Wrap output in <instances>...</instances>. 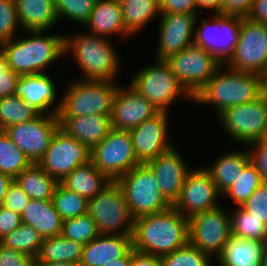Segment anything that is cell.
<instances>
[{
    "mask_svg": "<svg viewBox=\"0 0 267 266\" xmlns=\"http://www.w3.org/2000/svg\"><path fill=\"white\" fill-rule=\"evenodd\" d=\"M133 249L163 256L189 243L188 218L173 206L134 219Z\"/></svg>",
    "mask_w": 267,
    "mask_h": 266,
    "instance_id": "1",
    "label": "cell"
},
{
    "mask_svg": "<svg viewBox=\"0 0 267 266\" xmlns=\"http://www.w3.org/2000/svg\"><path fill=\"white\" fill-rule=\"evenodd\" d=\"M25 32L27 38L15 37L0 46L8 68L20 76L43 74L48 65L64 56L65 35H47V32L42 30Z\"/></svg>",
    "mask_w": 267,
    "mask_h": 266,
    "instance_id": "2",
    "label": "cell"
},
{
    "mask_svg": "<svg viewBox=\"0 0 267 266\" xmlns=\"http://www.w3.org/2000/svg\"><path fill=\"white\" fill-rule=\"evenodd\" d=\"M223 67L193 97L197 104L214 105L217 116L227 108L252 102L263 95L259 74L230 68L226 71Z\"/></svg>",
    "mask_w": 267,
    "mask_h": 266,
    "instance_id": "3",
    "label": "cell"
},
{
    "mask_svg": "<svg viewBox=\"0 0 267 266\" xmlns=\"http://www.w3.org/2000/svg\"><path fill=\"white\" fill-rule=\"evenodd\" d=\"M76 35V36H75ZM65 36V54L72 51L84 80L113 81L120 71L119 56L111 41L91 33Z\"/></svg>",
    "mask_w": 267,
    "mask_h": 266,
    "instance_id": "4",
    "label": "cell"
},
{
    "mask_svg": "<svg viewBox=\"0 0 267 266\" xmlns=\"http://www.w3.org/2000/svg\"><path fill=\"white\" fill-rule=\"evenodd\" d=\"M75 80L69 84L60 100L58 117L111 115L119 86L116 80Z\"/></svg>",
    "mask_w": 267,
    "mask_h": 266,
    "instance_id": "5",
    "label": "cell"
},
{
    "mask_svg": "<svg viewBox=\"0 0 267 266\" xmlns=\"http://www.w3.org/2000/svg\"><path fill=\"white\" fill-rule=\"evenodd\" d=\"M129 85L150 101L159 112H169L168 108L178 97L184 96L183 98L193 100L166 60L156 59L155 63L137 71Z\"/></svg>",
    "mask_w": 267,
    "mask_h": 266,
    "instance_id": "6",
    "label": "cell"
},
{
    "mask_svg": "<svg viewBox=\"0 0 267 266\" xmlns=\"http://www.w3.org/2000/svg\"><path fill=\"white\" fill-rule=\"evenodd\" d=\"M116 183L121 187L134 219L160 213L171 207L162 196L156 176L147 164L135 166Z\"/></svg>",
    "mask_w": 267,
    "mask_h": 266,
    "instance_id": "7",
    "label": "cell"
},
{
    "mask_svg": "<svg viewBox=\"0 0 267 266\" xmlns=\"http://www.w3.org/2000/svg\"><path fill=\"white\" fill-rule=\"evenodd\" d=\"M87 214L95 221L100 234L133 235L134 218L116 181L88 200Z\"/></svg>",
    "mask_w": 267,
    "mask_h": 266,
    "instance_id": "8",
    "label": "cell"
},
{
    "mask_svg": "<svg viewBox=\"0 0 267 266\" xmlns=\"http://www.w3.org/2000/svg\"><path fill=\"white\" fill-rule=\"evenodd\" d=\"M222 128L236 142L250 144L267 137V95L234 105L218 116Z\"/></svg>",
    "mask_w": 267,
    "mask_h": 266,
    "instance_id": "9",
    "label": "cell"
},
{
    "mask_svg": "<svg viewBox=\"0 0 267 266\" xmlns=\"http://www.w3.org/2000/svg\"><path fill=\"white\" fill-rule=\"evenodd\" d=\"M90 162L109 180L117 181L138 166L129 131L112 129L90 150Z\"/></svg>",
    "mask_w": 267,
    "mask_h": 266,
    "instance_id": "10",
    "label": "cell"
},
{
    "mask_svg": "<svg viewBox=\"0 0 267 266\" xmlns=\"http://www.w3.org/2000/svg\"><path fill=\"white\" fill-rule=\"evenodd\" d=\"M188 233L192 246L218 258L232 236L230 212L222 206L200 212L188 219Z\"/></svg>",
    "mask_w": 267,
    "mask_h": 266,
    "instance_id": "11",
    "label": "cell"
},
{
    "mask_svg": "<svg viewBox=\"0 0 267 266\" xmlns=\"http://www.w3.org/2000/svg\"><path fill=\"white\" fill-rule=\"evenodd\" d=\"M266 65L267 24L241 17L238 43L224 68L260 74Z\"/></svg>",
    "mask_w": 267,
    "mask_h": 266,
    "instance_id": "12",
    "label": "cell"
},
{
    "mask_svg": "<svg viewBox=\"0 0 267 266\" xmlns=\"http://www.w3.org/2000/svg\"><path fill=\"white\" fill-rule=\"evenodd\" d=\"M212 20L202 19L194 34L193 44L214 55L224 65L238 43L241 16L214 14ZM197 26V27H196Z\"/></svg>",
    "mask_w": 267,
    "mask_h": 266,
    "instance_id": "13",
    "label": "cell"
},
{
    "mask_svg": "<svg viewBox=\"0 0 267 266\" xmlns=\"http://www.w3.org/2000/svg\"><path fill=\"white\" fill-rule=\"evenodd\" d=\"M166 61L177 80L192 97L222 66L214 55L194 44L171 55Z\"/></svg>",
    "mask_w": 267,
    "mask_h": 266,
    "instance_id": "14",
    "label": "cell"
},
{
    "mask_svg": "<svg viewBox=\"0 0 267 266\" xmlns=\"http://www.w3.org/2000/svg\"><path fill=\"white\" fill-rule=\"evenodd\" d=\"M58 129L57 114H38L34 119L7 127L4 131L32 164H38Z\"/></svg>",
    "mask_w": 267,
    "mask_h": 266,
    "instance_id": "15",
    "label": "cell"
},
{
    "mask_svg": "<svg viewBox=\"0 0 267 266\" xmlns=\"http://www.w3.org/2000/svg\"><path fill=\"white\" fill-rule=\"evenodd\" d=\"M90 161V150L58 129L38 165L58 182L76 167Z\"/></svg>",
    "mask_w": 267,
    "mask_h": 266,
    "instance_id": "16",
    "label": "cell"
},
{
    "mask_svg": "<svg viewBox=\"0 0 267 266\" xmlns=\"http://www.w3.org/2000/svg\"><path fill=\"white\" fill-rule=\"evenodd\" d=\"M220 195L222 196L205 167L190 169L173 207L189 219L200 212L219 207L217 197Z\"/></svg>",
    "mask_w": 267,
    "mask_h": 266,
    "instance_id": "17",
    "label": "cell"
},
{
    "mask_svg": "<svg viewBox=\"0 0 267 266\" xmlns=\"http://www.w3.org/2000/svg\"><path fill=\"white\" fill-rule=\"evenodd\" d=\"M168 119V112H159L129 131L140 164L149 163L173 147L168 138Z\"/></svg>",
    "mask_w": 267,
    "mask_h": 266,
    "instance_id": "18",
    "label": "cell"
},
{
    "mask_svg": "<svg viewBox=\"0 0 267 266\" xmlns=\"http://www.w3.org/2000/svg\"><path fill=\"white\" fill-rule=\"evenodd\" d=\"M158 113L159 110L130 85H119L112 105V129L130 131Z\"/></svg>",
    "mask_w": 267,
    "mask_h": 266,
    "instance_id": "19",
    "label": "cell"
},
{
    "mask_svg": "<svg viewBox=\"0 0 267 266\" xmlns=\"http://www.w3.org/2000/svg\"><path fill=\"white\" fill-rule=\"evenodd\" d=\"M157 60H166L193 44L197 14H161Z\"/></svg>",
    "mask_w": 267,
    "mask_h": 266,
    "instance_id": "20",
    "label": "cell"
},
{
    "mask_svg": "<svg viewBox=\"0 0 267 266\" xmlns=\"http://www.w3.org/2000/svg\"><path fill=\"white\" fill-rule=\"evenodd\" d=\"M153 170L165 200L173 206L179 198L189 167L173 146L167 152L147 163Z\"/></svg>",
    "mask_w": 267,
    "mask_h": 266,
    "instance_id": "21",
    "label": "cell"
},
{
    "mask_svg": "<svg viewBox=\"0 0 267 266\" xmlns=\"http://www.w3.org/2000/svg\"><path fill=\"white\" fill-rule=\"evenodd\" d=\"M56 84L46 73L21 75L15 95L31 105L39 114H58L60 101L51 110L57 96Z\"/></svg>",
    "mask_w": 267,
    "mask_h": 266,
    "instance_id": "22",
    "label": "cell"
},
{
    "mask_svg": "<svg viewBox=\"0 0 267 266\" xmlns=\"http://www.w3.org/2000/svg\"><path fill=\"white\" fill-rule=\"evenodd\" d=\"M59 129L75 138L89 150L99 144L112 130L111 115L58 117Z\"/></svg>",
    "mask_w": 267,
    "mask_h": 266,
    "instance_id": "23",
    "label": "cell"
},
{
    "mask_svg": "<svg viewBox=\"0 0 267 266\" xmlns=\"http://www.w3.org/2000/svg\"><path fill=\"white\" fill-rule=\"evenodd\" d=\"M133 248L132 236L99 234L83 246L80 266H103Z\"/></svg>",
    "mask_w": 267,
    "mask_h": 266,
    "instance_id": "24",
    "label": "cell"
},
{
    "mask_svg": "<svg viewBox=\"0 0 267 266\" xmlns=\"http://www.w3.org/2000/svg\"><path fill=\"white\" fill-rule=\"evenodd\" d=\"M94 35L107 38L119 34L123 38L130 35L125 31L122 20V6L119 0H97L94 10L84 24Z\"/></svg>",
    "mask_w": 267,
    "mask_h": 266,
    "instance_id": "25",
    "label": "cell"
},
{
    "mask_svg": "<svg viewBox=\"0 0 267 266\" xmlns=\"http://www.w3.org/2000/svg\"><path fill=\"white\" fill-rule=\"evenodd\" d=\"M22 31H47L59 21L55 0H15Z\"/></svg>",
    "mask_w": 267,
    "mask_h": 266,
    "instance_id": "26",
    "label": "cell"
},
{
    "mask_svg": "<svg viewBox=\"0 0 267 266\" xmlns=\"http://www.w3.org/2000/svg\"><path fill=\"white\" fill-rule=\"evenodd\" d=\"M23 224L32 226L43 239L59 236L63 220L55 210L52 200L30 199L21 214Z\"/></svg>",
    "mask_w": 267,
    "mask_h": 266,
    "instance_id": "27",
    "label": "cell"
},
{
    "mask_svg": "<svg viewBox=\"0 0 267 266\" xmlns=\"http://www.w3.org/2000/svg\"><path fill=\"white\" fill-rule=\"evenodd\" d=\"M267 242L237 238L233 235L217 258L220 266H261Z\"/></svg>",
    "mask_w": 267,
    "mask_h": 266,
    "instance_id": "28",
    "label": "cell"
},
{
    "mask_svg": "<svg viewBox=\"0 0 267 266\" xmlns=\"http://www.w3.org/2000/svg\"><path fill=\"white\" fill-rule=\"evenodd\" d=\"M111 182L90 161L76 167L60 181L65 188L74 191L87 200L94 198Z\"/></svg>",
    "mask_w": 267,
    "mask_h": 266,
    "instance_id": "29",
    "label": "cell"
},
{
    "mask_svg": "<svg viewBox=\"0 0 267 266\" xmlns=\"http://www.w3.org/2000/svg\"><path fill=\"white\" fill-rule=\"evenodd\" d=\"M250 162L249 151H233L222 155L213 162L212 166L205 167L210 173L219 192L223 195L236 183L243 168Z\"/></svg>",
    "mask_w": 267,
    "mask_h": 266,
    "instance_id": "30",
    "label": "cell"
},
{
    "mask_svg": "<svg viewBox=\"0 0 267 266\" xmlns=\"http://www.w3.org/2000/svg\"><path fill=\"white\" fill-rule=\"evenodd\" d=\"M30 199L52 200L58 181L47 174L38 164H31L15 179Z\"/></svg>",
    "mask_w": 267,
    "mask_h": 266,
    "instance_id": "31",
    "label": "cell"
},
{
    "mask_svg": "<svg viewBox=\"0 0 267 266\" xmlns=\"http://www.w3.org/2000/svg\"><path fill=\"white\" fill-rule=\"evenodd\" d=\"M120 3L125 31L130 36L161 15L159 0H120Z\"/></svg>",
    "mask_w": 267,
    "mask_h": 266,
    "instance_id": "32",
    "label": "cell"
},
{
    "mask_svg": "<svg viewBox=\"0 0 267 266\" xmlns=\"http://www.w3.org/2000/svg\"><path fill=\"white\" fill-rule=\"evenodd\" d=\"M83 246L61 235L45 238L34 261L80 263Z\"/></svg>",
    "mask_w": 267,
    "mask_h": 266,
    "instance_id": "33",
    "label": "cell"
},
{
    "mask_svg": "<svg viewBox=\"0 0 267 266\" xmlns=\"http://www.w3.org/2000/svg\"><path fill=\"white\" fill-rule=\"evenodd\" d=\"M230 219L231 233L234 237L267 242V225L250 215L241 206L230 212Z\"/></svg>",
    "mask_w": 267,
    "mask_h": 266,
    "instance_id": "34",
    "label": "cell"
},
{
    "mask_svg": "<svg viewBox=\"0 0 267 266\" xmlns=\"http://www.w3.org/2000/svg\"><path fill=\"white\" fill-rule=\"evenodd\" d=\"M31 164V161L13 143L6 132L0 130V173L15 179Z\"/></svg>",
    "mask_w": 267,
    "mask_h": 266,
    "instance_id": "35",
    "label": "cell"
},
{
    "mask_svg": "<svg viewBox=\"0 0 267 266\" xmlns=\"http://www.w3.org/2000/svg\"><path fill=\"white\" fill-rule=\"evenodd\" d=\"M39 113L18 96L0 99V130L34 119Z\"/></svg>",
    "mask_w": 267,
    "mask_h": 266,
    "instance_id": "36",
    "label": "cell"
},
{
    "mask_svg": "<svg viewBox=\"0 0 267 266\" xmlns=\"http://www.w3.org/2000/svg\"><path fill=\"white\" fill-rule=\"evenodd\" d=\"M43 242V237L32 227L21 224L6 237L0 240L4 247L30 255L35 258Z\"/></svg>",
    "mask_w": 267,
    "mask_h": 266,
    "instance_id": "37",
    "label": "cell"
},
{
    "mask_svg": "<svg viewBox=\"0 0 267 266\" xmlns=\"http://www.w3.org/2000/svg\"><path fill=\"white\" fill-rule=\"evenodd\" d=\"M52 202L63 221L87 213L88 200L65 188L60 182L55 189Z\"/></svg>",
    "mask_w": 267,
    "mask_h": 266,
    "instance_id": "38",
    "label": "cell"
},
{
    "mask_svg": "<svg viewBox=\"0 0 267 266\" xmlns=\"http://www.w3.org/2000/svg\"><path fill=\"white\" fill-rule=\"evenodd\" d=\"M263 184L260 173L256 167L249 162L239 174L236 183L230 187L222 196H227L238 206H242L254 191Z\"/></svg>",
    "mask_w": 267,
    "mask_h": 266,
    "instance_id": "39",
    "label": "cell"
},
{
    "mask_svg": "<svg viewBox=\"0 0 267 266\" xmlns=\"http://www.w3.org/2000/svg\"><path fill=\"white\" fill-rule=\"evenodd\" d=\"M100 233L95 221L86 213L63 221L61 236L80 244H87Z\"/></svg>",
    "mask_w": 267,
    "mask_h": 266,
    "instance_id": "40",
    "label": "cell"
},
{
    "mask_svg": "<svg viewBox=\"0 0 267 266\" xmlns=\"http://www.w3.org/2000/svg\"><path fill=\"white\" fill-rule=\"evenodd\" d=\"M211 256L203 253L190 243L160 256L161 266H211Z\"/></svg>",
    "mask_w": 267,
    "mask_h": 266,
    "instance_id": "41",
    "label": "cell"
},
{
    "mask_svg": "<svg viewBox=\"0 0 267 266\" xmlns=\"http://www.w3.org/2000/svg\"><path fill=\"white\" fill-rule=\"evenodd\" d=\"M97 0H55L58 19L68 18L83 25L88 21Z\"/></svg>",
    "mask_w": 267,
    "mask_h": 266,
    "instance_id": "42",
    "label": "cell"
},
{
    "mask_svg": "<svg viewBox=\"0 0 267 266\" xmlns=\"http://www.w3.org/2000/svg\"><path fill=\"white\" fill-rule=\"evenodd\" d=\"M19 27L15 0H0V46L15 38Z\"/></svg>",
    "mask_w": 267,
    "mask_h": 266,
    "instance_id": "43",
    "label": "cell"
},
{
    "mask_svg": "<svg viewBox=\"0 0 267 266\" xmlns=\"http://www.w3.org/2000/svg\"><path fill=\"white\" fill-rule=\"evenodd\" d=\"M241 207L267 225V183L259 186Z\"/></svg>",
    "mask_w": 267,
    "mask_h": 266,
    "instance_id": "44",
    "label": "cell"
},
{
    "mask_svg": "<svg viewBox=\"0 0 267 266\" xmlns=\"http://www.w3.org/2000/svg\"><path fill=\"white\" fill-rule=\"evenodd\" d=\"M247 146L251 147V150L249 149L250 162L260 173L263 183H267V137L254 141Z\"/></svg>",
    "mask_w": 267,
    "mask_h": 266,
    "instance_id": "45",
    "label": "cell"
},
{
    "mask_svg": "<svg viewBox=\"0 0 267 266\" xmlns=\"http://www.w3.org/2000/svg\"><path fill=\"white\" fill-rule=\"evenodd\" d=\"M20 75L8 68L4 53L0 49V99L16 93Z\"/></svg>",
    "mask_w": 267,
    "mask_h": 266,
    "instance_id": "46",
    "label": "cell"
},
{
    "mask_svg": "<svg viewBox=\"0 0 267 266\" xmlns=\"http://www.w3.org/2000/svg\"><path fill=\"white\" fill-rule=\"evenodd\" d=\"M29 201V196L23 192L17 182L13 179L8 186L2 206L21 215Z\"/></svg>",
    "mask_w": 267,
    "mask_h": 266,
    "instance_id": "47",
    "label": "cell"
},
{
    "mask_svg": "<svg viewBox=\"0 0 267 266\" xmlns=\"http://www.w3.org/2000/svg\"><path fill=\"white\" fill-rule=\"evenodd\" d=\"M0 266H34V258L0 244Z\"/></svg>",
    "mask_w": 267,
    "mask_h": 266,
    "instance_id": "48",
    "label": "cell"
},
{
    "mask_svg": "<svg viewBox=\"0 0 267 266\" xmlns=\"http://www.w3.org/2000/svg\"><path fill=\"white\" fill-rule=\"evenodd\" d=\"M161 14H197L196 0H159Z\"/></svg>",
    "mask_w": 267,
    "mask_h": 266,
    "instance_id": "49",
    "label": "cell"
},
{
    "mask_svg": "<svg viewBox=\"0 0 267 266\" xmlns=\"http://www.w3.org/2000/svg\"><path fill=\"white\" fill-rule=\"evenodd\" d=\"M22 224L21 215L0 205V240Z\"/></svg>",
    "mask_w": 267,
    "mask_h": 266,
    "instance_id": "50",
    "label": "cell"
},
{
    "mask_svg": "<svg viewBox=\"0 0 267 266\" xmlns=\"http://www.w3.org/2000/svg\"><path fill=\"white\" fill-rule=\"evenodd\" d=\"M253 0H223V14L246 17Z\"/></svg>",
    "mask_w": 267,
    "mask_h": 266,
    "instance_id": "51",
    "label": "cell"
},
{
    "mask_svg": "<svg viewBox=\"0 0 267 266\" xmlns=\"http://www.w3.org/2000/svg\"><path fill=\"white\" fill-rule=\"evenodd\" d=\"M129 266H161L160 256L131 249Z\"/></svg>",
    "mask_w": 267,
    "mask_h": 266,
    "instance_id": "52",
    "label": "cell"
},
{
    "mask_svg": "<svg viewBox=\"0 0 267 266\" xmlns=\"http://www.w3.org/2000/svg\"><path fill=\"white\" fill-rule=\"evenodd\" d=\"M246 18L267 24V0H253Z\"/></svg>",
    "mask_w": 267,
    "mask_h": 266,
    "instance_id": "53",
    "label": "cell"
},
{
    "mask_svg": "<svg viewBox=\"0 0 267 266\" xmlns=\"http://www.w3.org/2000/svg\"><path fill=\"white\" fill-rule=\"evenodd\" d=\"M197 14L198 10L202 9H214L215 14H223V0H196Z\"/></svg>",
    "mask_w": 267,
    "mask_h": 266,
    "instance_id": "54",
    "label": "cell"
},
{
    "mask_svg": "<svg viewBox=\"0 0 267 266\" xmlns=\"http://www.w3.org/2000/svg\"><path fill=\"white\" fill-rule=\"evenodd\" d=\"M12 181L13 179L10 176L0 173V205L3 204L8 186Z\"/></svg>",
    "mask_w": 267,
    "mask_h": 266,
    "instance_id": "55",
    "label": "cell"
},
{
    "mask_svg": "<svg viewBox=\"0 0 267 266\" xmlns=\"http://www.w3.org/2000/svg\"><path fill=\"white\" fill-rule=\"evenodd\" d=\"M130 256H131V250L124 257L117 258L116 260L106 263L103 266H129Z\"/></svg>",
    "mask_w": 267,
    "mask_h": 266,
    "instance_id": "56",
    "label": "cell"
},
{
    "mask_svg": "<svg viewBox=\"0 0 267 266\" xmlns=\"http://www.w3.org/2000/svg\"><path fill=\"white\" fill-rule=\"evenodd\" d=\"M34 266H80L76 262H46V261H34Z\"/></svg>",
    "mask_w": 267,
    "mask_h": 266,
    "instance_id": "57",
    "label": "cell"
},
{
    "mask_svg": "<svg viewBox=\"0 0 267 266\" xmlns=\"http://www.w3.org/2000/svg\"><path fill=\"white\" fill-rule=\"evenodd\" d=\"M259 75L261 79V89L263 94L267 95V65Z\"/></svg>",
    "mask_w": 267,
    "mask_h": 266,
    "instance_id": "58",
    "label": "cell"
},
{
    "mask_svg": "<svg viewBox=\"0 0 267 266\" xmlns=\"http://www.w3.org/2000/svg\"><path fill=\"white\" fill-rule=\"evenodd\" d=\"M261 266H267V244L265 246L264 252H263V256L261 259Z\"/></svg>",
    "mask_w": 267,
    "mask_h": 266,
    "instance_id": "59",
    "label": "cell"
}]
</instances>
